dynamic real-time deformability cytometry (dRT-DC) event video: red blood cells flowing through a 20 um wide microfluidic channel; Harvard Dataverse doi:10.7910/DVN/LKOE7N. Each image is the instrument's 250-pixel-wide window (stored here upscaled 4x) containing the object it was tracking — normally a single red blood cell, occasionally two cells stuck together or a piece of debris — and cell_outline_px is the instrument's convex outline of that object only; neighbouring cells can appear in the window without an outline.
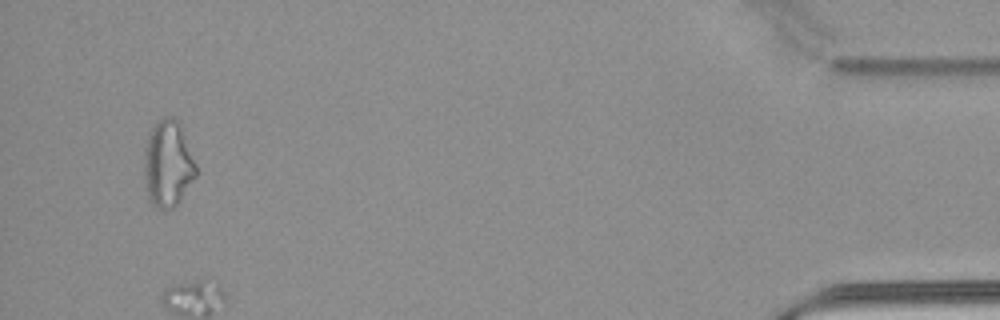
{"species": "common noctule bat (a hibernating species)", "species_latin": "Nyctalus noctula", "temperature_condition": "warm", "stored_images_in_passage": 50, "camera_frame_rate_fps": 3000, "um_per_image_px": 0.085, "animal": {"sex": "male", "body_mass_g": 21.5, "forearm_length_mm": 52.0}, "frame": {"image": 1, "passage_image": 48, "time_ms": 15.667, "image_size_px": [1000, 320], "cell_outline_px": [[196, 176], [180, 200], [172, 208], [156, 208], [148, 200], [144, 176], [144, 148], [148, 132], [152, 124], [164, 116], [176, 116], [180, 120], [196, 164]], "centroid_in_image_um": [14.26, 13.85], "position_along_channel_um": 420.9, "area_um2": 26.76}}